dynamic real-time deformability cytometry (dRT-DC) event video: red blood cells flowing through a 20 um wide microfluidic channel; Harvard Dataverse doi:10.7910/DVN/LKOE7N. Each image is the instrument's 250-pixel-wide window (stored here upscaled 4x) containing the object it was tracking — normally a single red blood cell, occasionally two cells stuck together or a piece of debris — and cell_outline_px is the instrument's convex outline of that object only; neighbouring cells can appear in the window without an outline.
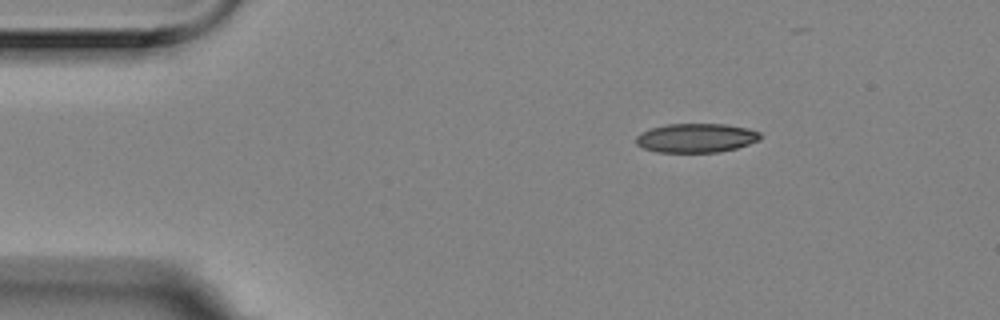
{"species": "Egyptian fruit bat (a non-hibernating species)", "species_latin": "Rousettus aegyptiacus", "temperature_condition": "room temperature", "stored_images_in_passage": 3, "camera_frame_rate_fps": 3000, "um_per_image_px": 0.085, "animal": {"sex": "female"}, "frame": {"image": 1, "passage_image": 1, "time_ms": 0.0, "image_size_px": [1000, 320], "cell_outline_px": [[760, 140], [736, 148], [720, 152], [656, 152], [644, 148], [636, 144], [636, 136], [640, 132], [652, 128], [668, 124], [724, 124], [748, 128], [760, 132]], "centroid_in_image_um": [59.17, 11.73], "position_along_channel_um": 25.8, "area_um2": 21.04}}